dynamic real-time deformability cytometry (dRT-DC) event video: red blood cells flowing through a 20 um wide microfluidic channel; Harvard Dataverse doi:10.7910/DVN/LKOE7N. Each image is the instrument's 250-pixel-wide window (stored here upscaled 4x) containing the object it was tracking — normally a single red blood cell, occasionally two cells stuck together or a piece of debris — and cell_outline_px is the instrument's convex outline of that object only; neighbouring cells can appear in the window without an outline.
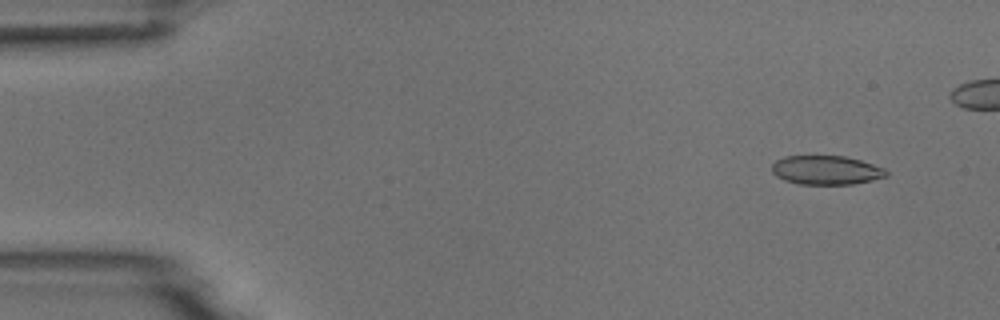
{"species": "common noctule bat (a hibernating species)", "species_latin": "Nyctalus noctula", "temperature_condition": "room temperature", "stored_images_in_passage": 4, "camera_frame_rate_fps": 3000, "um_per_image_px": 0.085, "animal": {"sex": "male", "body_mass_g": 18.8}, "frame": {"image": 1, "passage_image": 1, "time_ms": 0.0, "image_size_px": [1000, 320], "cell_outline_px": [[888, 176], [872, 180], [852, 184], [800, 184], [784, 180], [776, 176], [772, 172], [772, 164], [776, 160], [784, 156], [844, 156], [860, 160], [884, 168], [888, 172]], "centroid_in_image_um": [70.21, 14.46], "position_along_channel_um": 14.8, "area_um2": 19.31}}